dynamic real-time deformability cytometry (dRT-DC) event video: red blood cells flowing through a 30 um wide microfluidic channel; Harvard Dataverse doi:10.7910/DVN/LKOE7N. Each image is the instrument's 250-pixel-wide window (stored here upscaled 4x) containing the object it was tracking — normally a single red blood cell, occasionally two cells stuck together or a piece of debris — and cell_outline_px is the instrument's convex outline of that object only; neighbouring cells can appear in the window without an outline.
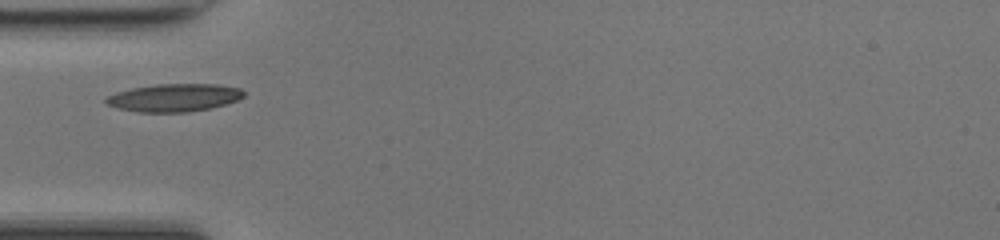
{"species": "common noctule bat (a hibernating species)", "species_latin": "Nyctalus noctula", "temperature_condition": "room temperature", "stored_images_in_passage": 16, "camera_frame_rate_fps": 3000, "um_per_image_px": 0.085, "animal": {"sex": "female", "body_mass_g": 17.0, "forearm_length_mm": 48.0}, "frame": {"image": 1, "passage_image": 1, "time_ms": 0.0, "image_size_px": [1000, 240], "cell_outline_px": [[244, 96], [236, 100], [224, 104], [208, 108], [188, 112], [136, 112], [104, 104], [104, 100], [108, 96], [116, 92], [132, 88], [156, 84], [216, 84], [240, 88], [244, 92]], "centroid_in_image_um": [14.76, 8.3], "position_along_channel_um": 70.2, "area_um2": 22.2}}
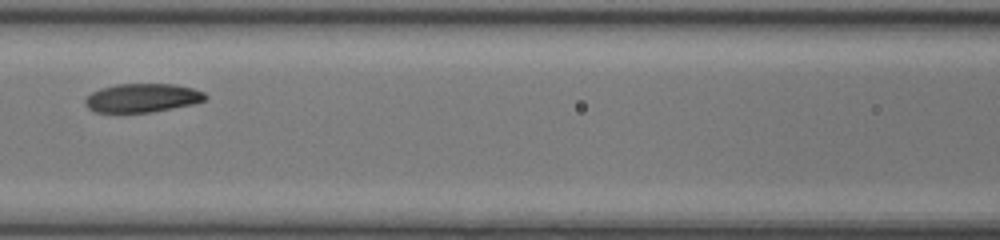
{"frame": {"image": 2, "passage_image": 7, "time_ms": 2.0, "image_size_px": [1000, 240], "cell_outline_px": [[208, 96], [204, 100], [192, 104], [152, 112], [96, 112], [88, 108], [84, 104], [84, 100], [92, 92], [100, 88], [116, 84], [176, 84], [192, 88], [204, 92]], "centroid_in_image_um": [12.08, 8.31], "position_along_channel_um": 154.5, "area_um2": 20.06}}